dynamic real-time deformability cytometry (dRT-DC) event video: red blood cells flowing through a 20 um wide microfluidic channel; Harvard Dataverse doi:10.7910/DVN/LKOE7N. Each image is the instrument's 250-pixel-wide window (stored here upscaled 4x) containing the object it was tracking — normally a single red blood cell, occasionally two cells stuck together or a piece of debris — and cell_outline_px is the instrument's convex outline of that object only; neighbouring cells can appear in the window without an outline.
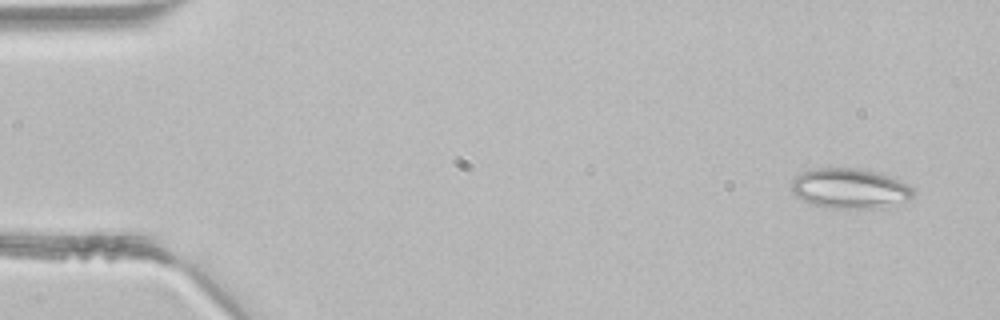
{"species": "common noctule bat (a hibernating species)", "species_latin": "Nyctalus noctula", "temperature_condition": "room temperature", "stored_images_in_passage": 4, "camera_frame_rate_fps": 3000, "um_per_image_px": 0.085, "animal": {"sex": "male", "body_mass_g": 21.5, "forearm_length_mm": 52.0}, "frame": {"image": 1, "passage_image": 1, "time_ms": 0.0, "image_size_px": [1000, 320], "cell_outline_px": [[916, 192], [908, 200], [884, 208], [832, 208], [812, 204], [796, 196], [792, 192], [792, 180], [796, 176], [812, 168], [856, 168], [876, 172], [888, 176], [912, 188]], "centroid_in_image_um": [72.22, 16.03], "position_along_channel_um": 12.8, "area_um2": 28.21}}